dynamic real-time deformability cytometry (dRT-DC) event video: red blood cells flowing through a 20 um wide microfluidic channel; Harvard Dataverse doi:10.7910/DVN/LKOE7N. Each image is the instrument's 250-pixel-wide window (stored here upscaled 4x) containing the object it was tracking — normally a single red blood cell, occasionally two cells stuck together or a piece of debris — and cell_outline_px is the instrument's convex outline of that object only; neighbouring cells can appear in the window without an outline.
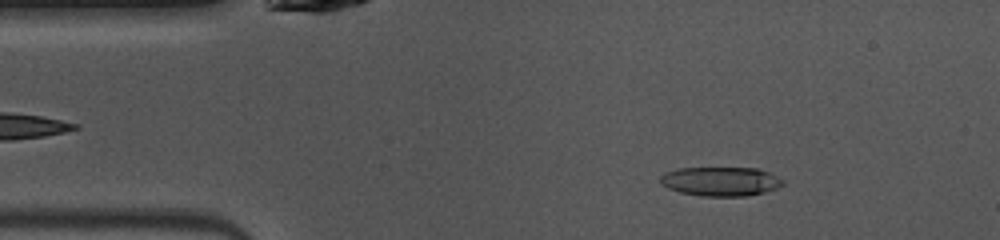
{"species": "common noctule bat (a hibernating species)", "species_latin": "Nyctalus noctula", "temperature_condition": "warm", "stored_images_in_passage": 37, "camera_frame_rate_fps": 3000, "um_per_image_px": 0.085, "animal": {"sex": "female", "body_mass_g": 10.0, "forearm_length_mm": 53.1}, "frame": {"image": 1, "passage_image": 3, "time_ms": 0.667, "image_size_px": [1000, 240], "cell_outline_px": [[784, 184], [776, 188], [764, 192], [748, 196], [700, 196], [680, 192], [668, 188], [660, 184], [660, 176], [664, 172], [680, 168], [756, 168], [768, 172], [784, 180]], "centroid_in_image_um": [61.23, 15.42], "position_along_channel_um": 23.8, "area_um2": 20.87}}
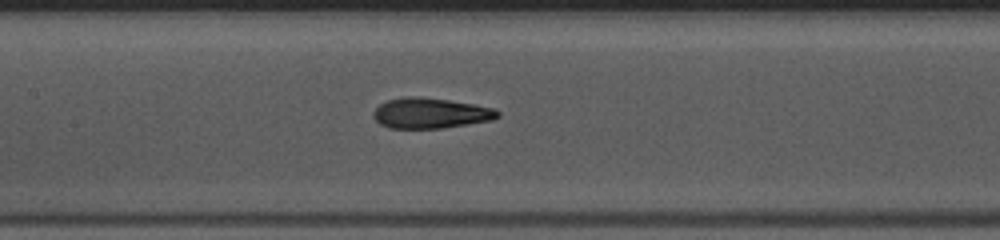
{"frame": {"image": 2, "passage_image": 17, "time_ms": 5.333, "image_size_px": [1000, 240], "cell_outline_px": [[500, 116], [492, 120], [440, 128], [388, 128], [380, 124], [372, 116], [372, 112], [380, 104], [388, 100], [408, 96], [420, 96], [448, 100], [496, 108], [500, 112]], "centroid_in_image_um": [36.58, 9.61], "position_along_channel_um": 170.8, "area_um2": 22.02}}
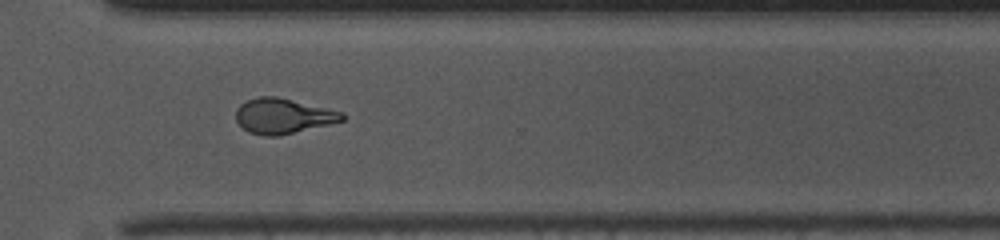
{"frame": {"image": 3, "passage_image": 30, "time_ms": 9.667, "image_size_px": [1000, 240], "cell_outline_px": [[344, 120], [280, 136], [264, 136], [248, 132], [236, 120], [236, 108], [240, 104], [248, 100], [260, 96], [276, 96], [344, 112]], "centroid_in_image_um": [24.04, 9.86], "position_along_channel_um": 346.6, "area_um2": 21.68}, "authors_computed_cell_mechanics": {"area_um2": 21.6172, "velocity_mm_per_s": 4.0721, "shape_relaxation_time_tau1_ms": 5.0358, "shape_relaxation_time_tau2_ms": 1.4376, "deformation_change_tau1": 0.2242, "deformation_change_tau2": 0.1054}}